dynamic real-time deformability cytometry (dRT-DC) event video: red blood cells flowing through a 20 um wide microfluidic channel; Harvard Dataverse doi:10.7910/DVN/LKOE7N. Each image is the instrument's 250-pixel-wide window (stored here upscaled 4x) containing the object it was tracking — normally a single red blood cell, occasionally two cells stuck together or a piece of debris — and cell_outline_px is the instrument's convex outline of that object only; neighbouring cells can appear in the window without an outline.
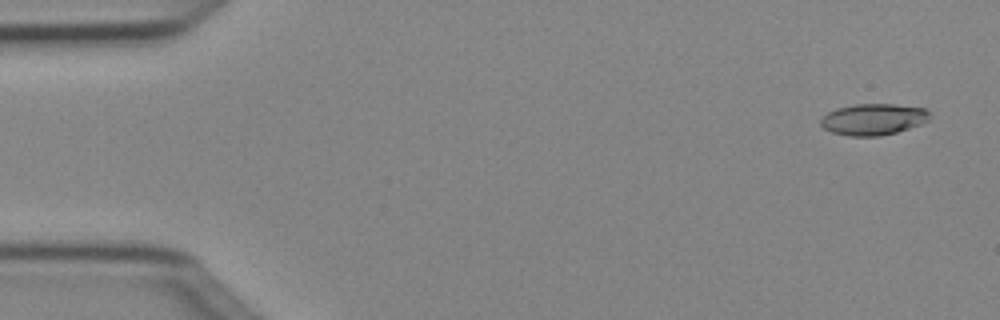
{"species": "Egyptian fruit bat (a non-hibernating species)", "species_latin": "Rousettus aegyptiacus", "temperature_condition": "cold", "stored_images_in_passage": 4, "segment_of_instrument_passage": [2, 2], "camera_frame_rate_fps": 3000, "um_per_image_px": 0.085, "animal": {"sex": "female"}, "frame": {"image": 1, "passage_image": 4, "time_ms": 1.0, "image_size_px": [1000, 320], "cell_outline_px": [[932, 112], [928, 120], [920, 124], [896, 132], [880, 136], [848, 136], [832, 132], [824, 128], [820, 124], [820, 120], [828, 112], [836, 108], [856, 104], [896, 104], [924, 108]], "centroid_in_image_um": [74.24, 10.13], "position_along_channel_um": 10.8, "area_um2": 19.94}}